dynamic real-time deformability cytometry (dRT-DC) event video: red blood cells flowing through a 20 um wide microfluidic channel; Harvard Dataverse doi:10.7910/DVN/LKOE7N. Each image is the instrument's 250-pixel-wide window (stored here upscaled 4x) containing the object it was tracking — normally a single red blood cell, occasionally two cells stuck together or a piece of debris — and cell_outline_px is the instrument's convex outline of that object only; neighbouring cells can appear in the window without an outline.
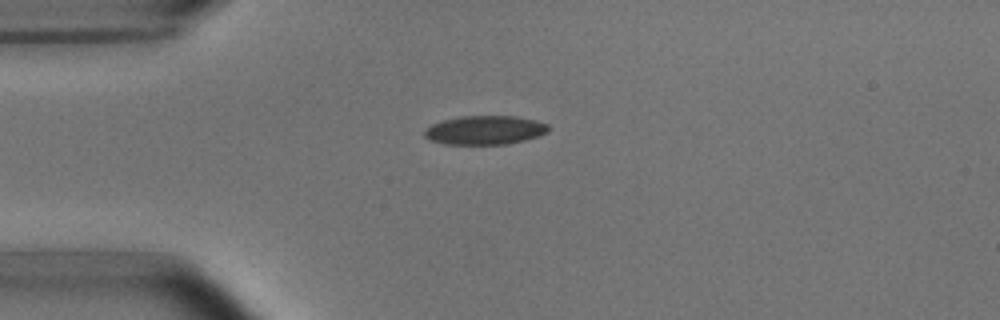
{"species": "common noctule bat (a hibernating species)", "species_latin": "Nyctalus noctula", "temperature_condition": "room temperature", "stored_images_in_passage": 3, "camera_frame_rate_fps": 3000, "um_per_image_px": 0.085, "animal": {"sex": "male", "body_mass_g": 15.6}, "frame": {"image": 1, "passage_image": 1, "time_ms": 0.0, "image_size_px": [1000, 320], "cell_outline_px": [[552, 128], [548, 132], [540, 136], [508, 144], [444, 144], [428, 140], [424, 136], [424, 128], [432, 124], [444, 120], [460, 116], [516, 116], [536, 120], [548, 124]], "centroid_in_image_um": [41.24, 11.06], "position_along_channel_um": 43.8, "area_um2": 21.15}}
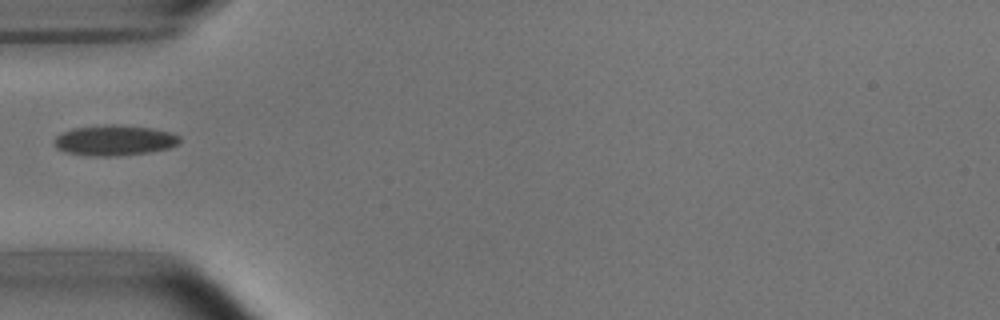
{"frame": {"image": 2, "passage_image": 2, "time_ms": 1.333, "image_size_px": [1000, 320], "cell_outline_px": [[180, 140], [176, 144], [168, 148], [148, 152], [120, 156], [92, 156], [64, 152], [56, 148], [52, 144], [52, 140], [56, 136], [72, 128], [104, 124], [112, 124], [152, 128], [168, 132], [180, 136]], "centroid_in_image_um": [9.65, 11.93], "position_along_channel_um": 75.3, "area_um2": 22.37}}